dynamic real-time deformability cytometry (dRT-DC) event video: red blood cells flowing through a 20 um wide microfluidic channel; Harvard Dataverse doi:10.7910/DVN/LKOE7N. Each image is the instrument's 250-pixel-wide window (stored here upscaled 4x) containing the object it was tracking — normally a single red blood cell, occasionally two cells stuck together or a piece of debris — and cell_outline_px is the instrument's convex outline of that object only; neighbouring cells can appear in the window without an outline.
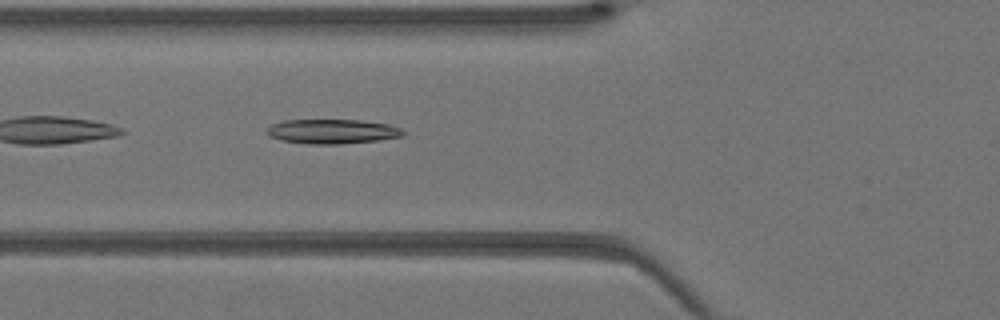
{"species": "Egyptian fruit bat (a non-hibernating species)", "species_latin": "Rousettus aegyptiacus", "temperature_condition": "warm", "stored_images_in_passage": 29, "camera_frame_rate_fps": 3000, "um_per_image_px": 0.085, "animal": {"sex": "female"}, "frame": {"image": 1, "passage_image": 3, "time_ms": 0.667, "image_size_px": [1000, 320], "cell_outline_px": [[404, 132], [400, 136], [380, 140], [340, 144], [308, 144], [280, 140], [268, 136], [268, 128], [272, 124], [284, 120], [360, 120], [388, 124], [400, 128]], "centroid_in_image_um": [28.22, 11.17], "position_along_channel_um": 97.6, "area_um2": 19.36}}
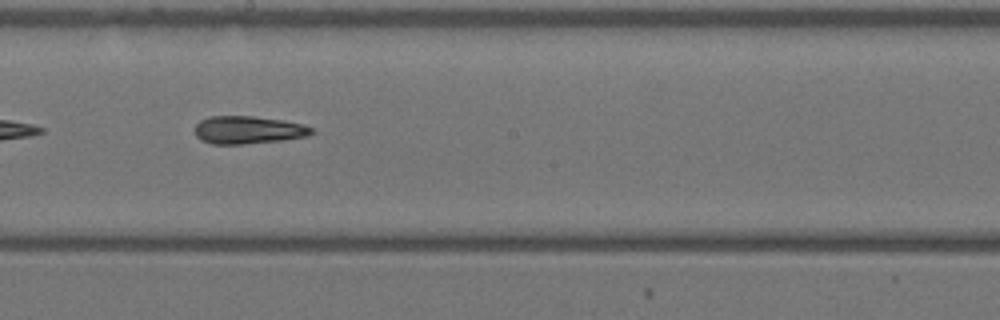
{"frame": {"image": 2, "passage_image": 11, "time_ms": 3.333, "image_size_px": [1000, 320], "cell_outline_px": [[316, 132], [308, 136], [284, 140], [240, 144], [212, 144], [200, 140], [196, 136], [196, 124], [200, 120], [208, 116], [252, 116], [284, 120], [304, 124], [312, 128]], "centroid_in_image_um": [21.12, 11.04], "position_along_channel_um": 227.1, "area_um2": 19.07}}
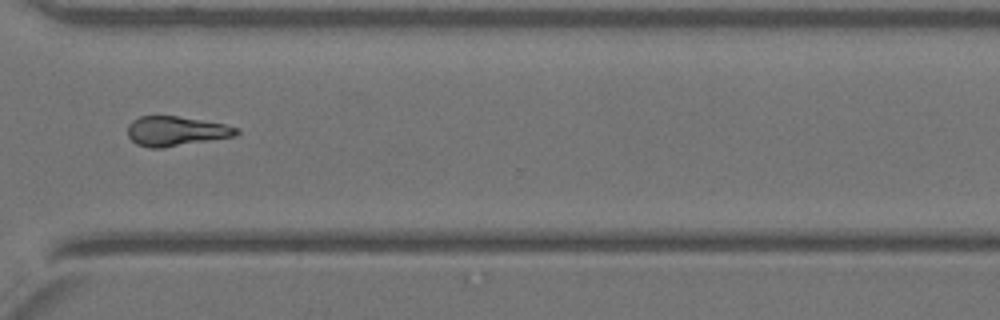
{"frame": {"image": 3, "passage_image": 19, "time_ms": 6.0, "image_size_px": [1000, 320], "cell_outline_px": [[240, 132], [236, 136], [160, 148], [148, 148], [136, 144], [128, 136], [128, 124], [132, 120], [140, 116], [176, 116], [224, 124], [236, 128]], "centroid_in_image_um": [14.92, 11.15], "position_along_channel_um": 355.7, "area_um2": 18.61}}